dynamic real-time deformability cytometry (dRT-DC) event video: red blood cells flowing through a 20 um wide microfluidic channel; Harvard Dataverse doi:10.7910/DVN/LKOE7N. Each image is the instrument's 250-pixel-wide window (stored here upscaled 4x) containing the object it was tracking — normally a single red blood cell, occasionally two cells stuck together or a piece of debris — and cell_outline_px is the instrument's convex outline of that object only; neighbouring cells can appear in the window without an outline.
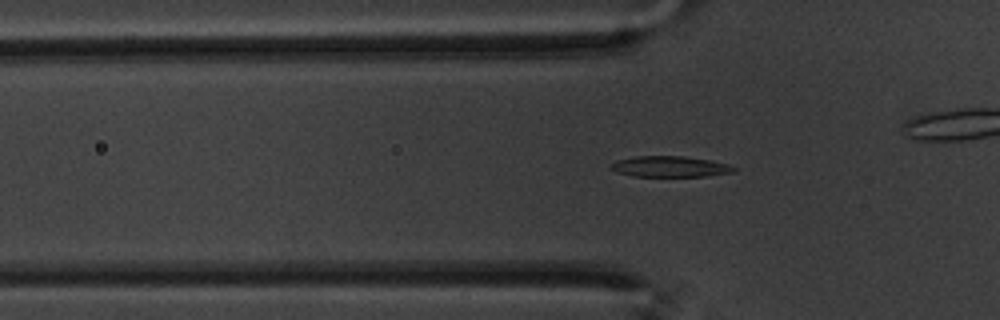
{"species": "common noctule bat (a hibernating species)", "species_latin": "Nyctalus noctula", "temperature_condition": "warm", "stored_images_in_passage": 48, "segment_of_instrument_passage": [1, 2], "camera_frame_rate_fps": 3000, "um_per_image_px": 0.085, "animal": {"sex": "male", "body_mass_g": 20.1, "forearm_length_mm": 53.5}, "frame": {"image": 1, "passage_image": 7, "time_ms": 2.0, "image_size_px": [1000, 320], "cell_outline_px": [[736, 172], [704, 176], [632, 176], [616, 172], [608, 168], [616, 160], [636, 156], [684, 156], [712, 160], [728, 164], [736, 168]], "centroid_in_image_um": [56.95, 14.15], "position_along_channel_um": 68.9, "area_um2": 15.03}}
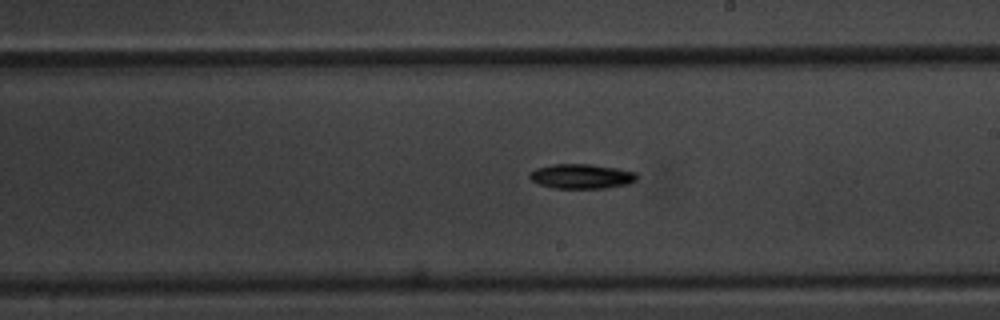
{"frame": {"image": 2, "passage_image": 22, "time_ms": 7.0, "image_size_px": [1000, 320], "cell_outline_px": [[636, 180], [628, 184], [608, 188], [552, 188], [540, 184], [532, 180], [528, 176], [536, 168], [552, 164], [592, 164], [616, 168], [636, 172]], "centroid_in_image_um": [49.43, 14.98], "position_along_channel_um": 239.6, "area_um2": 15.37}}
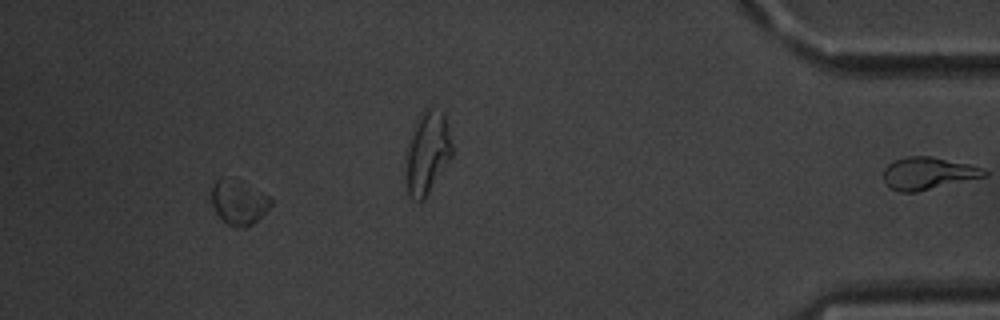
{"frame": {"image": 3, "passage_image": 43, "time_ms": 14.0, "image_size_px": [1000, 320], "cell_outline_px": [[272, 204], [252, 224], [244, 228], [240, 228], [228, 224], [216, 212], [212, 204], [212, 188], [216, 180], [220, 176], [224, 176], [260, 192], [268, 196], [272, 200]], "centroid_in_image_um": [20.25, 17.21], "position_along_channel_um": 414.9, "area_um2": 14.74}}